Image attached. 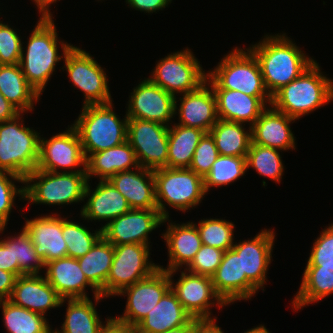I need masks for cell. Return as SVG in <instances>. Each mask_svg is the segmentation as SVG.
<instances>
[{
    "label": "cell",
    "instance_id": "obj_1",
    "mask_svg": "<svg viewBox=\"0 0 333 333\" xmlns=\"http://www.w3.org/2000/svg\"><path fill=\"white\" fill-rule=\"evenodd\" d=\"M289 38L285 33L266 35L262 41L248 48L258 60L265 87L271 96L298 78L315 61Z\"/></svg>",
    "mask_w": 333,
    "mask_h": 333
},
{
    "label": "cell",
    "instance_id": "obj_2",
    "mask_svg": "<svg viewBox=\"0 0 333 333\" xmlns=\"http://www.w3.org/2000/svg\"><path fill=\"white\" fill-rule=\"evenodd\" d=\"M36 24L27 41V48H23L22 44L19 65L27 82L42 95L43 89L55 72L57 62L65 58V54L73 45L59 42L53 18H39ZM58 42L63 57L58 54Z\"/></svg>",
    "mask_w": 333,
    "mask_h": 333
},
{
    "label": "cell",
    "instance_id": "obj_3",
    "mask_svg": "<svg viewBox=\"0 0 333 333\" xmlns=\"http://www.w3.org/2000/svg\"><path fill=\"white\" fill-rule=\"evenodd\" d=\"M333 101V81L323 75L314 61L302 74L272 95L271 106L290 117L304 115Z\"/></svg>",
    "mask_w": 333,
    "mask_h": 333
},
{
    "label": "cell",
    "instance_id": "obj_4",
    "mask_svg": "<svg viewBox=\"0 0 333 333\" xmlns=\"http://www.w3.org/2000/svg\"><path fill=\"white\" fill-rule=\"evenodd\" d=\"M118 117L112 102L82 107L72 126L78 132L86 158L127 141L128 117L125 115L122 120Z\"/></svg>",
    "mask_w": 333,
    "mask_h": 333
},
{
    "label": "cell",
    "instance_id": "obj_5",
    "mask_svg": "<svg viewBox=\"0 0 333 333\" xmlns=\"http://www.w3.org/2000/svg\"><path fill=\"white\" fill-rule=\"evenodd\" d=\"M88 181L86 168L58 173L35 169L24 179V200L43 205L83 202Z\"/></svg>",
    "mask_w": 333,
    "mask_h": 333
},
{
    "label": "cell",
    "instance_id": "obj_6",
    "mask_svg": "<svg viewBox=\"0 0 333 333\" xmlns=\"http://www.w3.org/2000/svg\"><path fill=\"white\" fill-rule=\"evenodd\" d=\"M22 115L0 123V171L25 179L36 169L41 136L25 127Z\"/></svg>",
    "mask_w": 333,
    "mask_h": 333
},
{
    "label": "cell",
    "instance_id": "obj_7",
    "mask_svg": "<svg viewBox=\"0 0 333 333\" xmlns=\"http://www.w3.org/2000/svg\"><path fill=\"white\" fill-rule=\"evenodd\" d=\"M230 52L224 55L214 70L207 73L206 81L212 89L236 90L250 96H271L254 54L247 48L244 51V48L237 47Z\"/></svg>",
    "mask_w": 333,
    "mask_h": 333
},
{
    "label": "cell",
    "instance_id": "obj_8",
    "mask_svg": "<svg viewBox=\"0 0 333 333\" xmlns=\"http://www.w3.org/2000/svg\"><path fill=\"white\" fill-rule=\"evenodd\" d=\"M153 174L157 209L164 218L169 217L166 203L185 213L188 209L200 205L201 199L207 194L204 178L189 168L165 167L154 170Z\"/></svg>",
    "mask_w": 333,
    "mask_h": 333
},
{
    "label": "cell",
    "instance_id": "obj_9",
    "mask_svg": "<svg viewBox=\"0 0 333 333\" xmlns=\"http://www.w3.org/2000/svg\"><path fill=\"white\" fill-rule=\"evenodd\" d=\"M154 68L148 79L173 96L194 91L206 81L207 73L188 48L167 54Z\"/></svg>",
    "mask_w": 333,
    "mask_h": 333
},
{
    "label": "cell",
    "instance_id": "obj_10",
    "mask_svg": "<svg viewBox=\"0 0 333 333\" xmlns=\"http://www.w3.org/2000/svg\"><path fill=\"white\" fill-rule=\"evenodd\" d=\"M150 246L114 245V257L105 284V298L118 295L124 288L151 276L159 266L149 261Z\"/></svg>",
    "mask_w": 333,
    "mask_h": 333
},
{
    "label": "cell",
    "instance_id": "obj_11",
    "mask_svg": "<svg viewBox=\"0 0 333 333\" xmlns=\"http://www.w3.org/2000/svg\"><path fill=\"white\" fill-rule=\"evenodd\" d=\"M70 82L84 93V105L112 102L104 69L85 50L72 46L63 59Z\"/></svg>",
    "mask_w": 333,
    "mask_h": 333
},
{
    "label": "cell",
    "instance_id": "obj_12",
    "mask_svg": "<svg viewBox=\"0 0 333 333\" xmlns=\"http://www.w3.org/2000/svg\"><path fill=\"white\" fill-rule=\"evenodd\" d=\"M169 126L158 122L128 118L127 141L138 163L149 170L167 167Z\"/></svg>",
    "mask_w": 333,
    "mask_h": 333
},
{
    "label": "cell",
    "instance_id": "obj_13",
    "mask_svg": "<svg viewBox=\"0 0 333 333\" xmlns=\"http://www.w3.org/2000/svg\"><path fill=\"white\" fill-rule=\"evenodd\" d=\"M171 288L168 271L157 269L151 276L124 288L117 296H127L123 315L114 317L122 324L135 328Z\"/></svg>",
    "mask_w": 333,
    "mask_h": 333
},
{
    "label": "cell",
    "instance_id": "obj_14",
    "mask_svg": "<svg viewBox=\"0 0 333 333\" xmlns=\"http://www.w3.org/2000/svg\"><path fill=\"white\" fill-rule=\"evenodd\" d=\"M176 272L177 270L168 271L171 289L175 292L185 311L193 319L212 318L210 307L215 306V304L219 308L228 306L216 293L211 277L193 274L184 270L181 271L178 281L173 284L172 277Z\"/></svg>",
    "mask_w": 333,
    "mask_h": 333
},
{
    "label": "cell",
    "instance_id": "obj_15",
    "mask_svg": "<svg viewBox=\"0 0 333 333\" xmlns=\"http://www.w3.org/2000/svg\"><path fill=\"white\" fill-rule=\"evenodd\" d=\"M167 221L169 217L164 218L158 209H131L102 225V237L113 245H150L148 234Z\"/></svg>",
    "mask_w": 333,
    "mask_h": 333
},
{
    "label": "cell",
    "instance_id": "obj_16",
    "mask_svg": "<svg viewBox=\"0 0 333 333\" xmlns=\"http://www.w3.org/2000/svg\"><path fill=\"white\" fill-rule=\"evenodd\" d=\"M86 168L81 141L76 129L70 125L63 133L53 135L50 139L40 137L39 157L36 169L62 172V169Z\"/></svg>",
    "mask_w": 333,
    "mask_h": 333
},
{
    "label": "cell",
    "instance_id": "obj_17",
    "mask_svg": "<svg viewBox=\"0 0 333 333\" xmlns=\"http://www.w3.org/2000/svg\"><path fill=\"white\" fill-rule=\"evenodd\" d=\"M175 98L145 78L129 95L126 116L170 126L171 119L175 117Z\"/></svg>",
    "mask_w": 333,
    "mask_h": 333
},
{
    "label": "cell",
    "instance_id": "obj_18",
    "mask_svg": "<svg viewBox=\"0 0 333 333\" xmlns=\"http://www.w3.org/2000/svg\"><path fill=\"white\" fill-rule=\"evenodd\" d=\"M45 275L48 283L62 299L89 298L86 287L90 286L96 302L104 299L100 292L87 280L77 259L63 257L45 263Z\"/></svg>",
    "mask_w": 333,
    "mask_h": 333
},
{
    "label": "cell",
    "instance_id": "obj_19",
    "mask_svg": "<svg viewBox=\"0 0 333 333\" xmlns=\"http://www.w3.org/2000/svg\"><path fill=\"white\" fill-rule=\"evenodd\" d=\"M216 293L226 304L249 300L258 288L242 275L241 255L233 248L224 252L222 262L211 276Z\"/></svg>",
    "mask_w": 333,
    "mask_h": 333
},
{
    "label": "cell",
    "instance_id": "obj_20",
    "mask_svg": "<svg viewBox=\"0 0 333 333\" xmlns=\"http://www.w3.org/2000/svg\"><path fill=\"white\" fill-rule=\"evenodd\" d=\"M181 101L177 107L175 98V114L179 115V125L199 128L209 133L217 123L216 97L210 84L205 81L196 90L185 93L179 98Z\"/></svg>",
    "mask_w": 333,
    "mask_h": 333
},
{
    "label": "cell",
    "instance_id": "obj_21",
    "mask_svg": "<svg viewBox=\"0 0 333 333\" xmlns=\"http://www.w3.org/2000/svg\"><path fill=\"white\" fill-rule=\"evenodd\" d=\"M275 232L263 229L253 239L236 242L233 249L241 255L242 275L258 288H264L271 264Z\"/></svg>",
    "mask_w": 333,
    "mask_h": 333
},
{
    "label": "cell",
    "instance_id": "obj_22",
    "mask_svg": "<svg viewBox=\"0 0 333 333\" xmlns=\"http://www.w3.org/2000/svg\"><path fill=\"white\" fill-rule=\"evenodd\" d=\"M8 300L44 316L47 310L61 307L66 303V299H62L42 275L18 276Z\"/></svg>",
    "mask_w": 333,
    "mask_h": 333
},
{
    "label": "cell",
    "instance_id": "obj_23",
    "mask_svg": "<svg viewBox=\"0 0 333 333\" xmlns=\"http://www.w3.org/2000/svg\"><path fill=\"white\" fill-rule=\"evenodd\" d=\"M23 229L29 235L37 255L43 259L44 263L67 256L60 215L52 214L31 220L26 219Z\"/></svg>",
    "mask_w": 333,
    "mask_h": 333
},
{
    "label": "cell",
    "instance_id": "obj_24",
    "mask_svg": "<svg viewBox=\"0 0 333 333\" xmlns=\"http://www.w3.org/2000/svg\"><path fill=\"white\" fill-rule=\"evenodd\" d=\"M218 119L248 123L251 127L261 113L271 105L272 96H250L236 90L213 89Z\"/></svg>",
    "mask_w": 333,
    "mask_h": 333
},
{
    "label": "cell",
    "instance_id": "obj_25",
    "mask_svg": "<svg viewBox=\"0 0 333 333\" xmlns=\"http://www.w3.org/2000/svg\"><path fill=\"white\" fill-rule=\"evenodd\" d=\"M268 107L251 126L252 143L281 151L296 149V139L289 123L297 119L277 111L271 105Z\"/></svg>",
    "mask_w": 333,
    "mask_h": 333
},
{
    "label": "cell",
    "instance_id": "obj_26",
    "mask_svg": "<svg viewBox=\"0 0 333 333\" xmlns=\"http://www.w3.org/2000/svg\"><path fill=\"white\" fill-rule=\"evenodd\" d=\"M89 181L86 186L84 198L86 204L80 211L81 217L91 221H107L108 224L113 219L131 210L125 197L113 186L109 180H100L95 190L90 189Z\"/></svg>",
    "mask_w": 333,
    "mask_h": 333
},
{
    "label": "cell",
    "instance_id": "obj_27",
    "mask_svg": "<svg viewBox=\"0 0 333 333\" xmlns=\"http://www.w3.org/2000/svg\"><path fill=\"white\" fill-rule=\"evenodd\" d=\"M109 181L125 197L131 209H157L152 170L138 167L116 173Z\"/></svg>",
    "mask_w": 333,
    "mask_h": 333
},
{
    "label": "cell",
    "instance_id": "obj_28",
    "mask_svg": "<svg viewBox=\"0 0 333 333\" xmlns=\"http://www.w3.org/2000/svg\"><path fill=\"white\" fill-rule=\"evenodd\" d=\"M162 237L167 244L169 263L166 268L158 266L165 271L179 270L183 265L186 268L202 246L197 226L190 221L181 224L171 222Z\"/></svg>",
    "mask_w": 333,
    "mask_h": 333
},
{
    "label": "cell",
    "instance_id": "obj_29",
    "mask_svg": "<svg viewBox=\"0 0 333 333\" xmlns=\"http://www.w3.org/2000/svg\"><path fill=\"white\" fill-rule=\"evenodd\" d=\"M191 319L170 288L135 330L136 333H163L184 326Z\"/></svg>",
    "mask_w": 333,
    "mask_h": 333
},
{
    "label": "cell",
    "instance_id": "obj_30",
    "mask_svg": "<svg viewBox=\"0 0 333 333\" xmlns=\"http://www.w3.org/2000/svg\"><path fill=\"white\" fill-rule=\"evenodd\" d=\"M140 167L135 151L128 141L123 144L90 154L86 158V175L90 181L91 176L100 180H109L118 172Z\"/></svg>",
    "mask_w": 333,
    "mask_h": 333
},
{
    "label": "cell",
    "instance_id": "obj_31",
    "mask_svg": "<svg viewBox=\"0 0 333 333\" xmlns=\"http://www.w3.org/2000/svg\"><path fill=\"white\" fill-rule=\"evenodd\" d=\"M330 294H333V263H307L292 308L298 311Z\"/></svg>",
    "mask_w": 333,
    "mask_h": 333
},
{
    "label": "cell",
    "instance_id": "obj_32",
    "mask_svg": "<svg viewBox=\"0 0 333 333\" xmlns=\"http://www.w3.org/2000/svg\"><path fill=\"white\" fill-rule=\"evenodd\" d=\"M0 92L21 113L32 111L40 98L27 82L19 64L0 65Z\"/></svg>",
    "mask_w": 333,
    "mask_h": 333
},
{
    "label": "cell",
    "instance_id": "obj_33",
    "mask_svg": "<svg viewBox=\"0 0 333 333\" xmlns=\"http://www.w3.org/2000/svg\"><path fill=\"white\" fill-rule=\"evenodd\" d=\"M114 257V245L101 237L83 257L78 258L87 280L105 298V284Z\"/></svg>",
    "mask_w": 333,
    "mask_h": 333
},
{
    "label": "cell",
    "instance_id": "obj_34",
    "mask_svg": "<svg viewBox=\"0 0 333 333\" xmlns=\"http://www.w3.org/2000/svg\"><path fill=\"white\" fill-rule=\"evenodd\" d=\"M205 133L199 128L179 124L169 126L167 167L189 168L194 151Z\"/></svg>",
    "mask_w": 333,
    "mask_h": 333
},
{
    "label": "cell",
    "instance_id": "obj_35",
    "mask_svg": "<svg viewBox=\"0 0 333 333\" xmlns=\"http://www.w3.org/2000/svg\"><path fill=\"white\" fill-rule=\"evenodd\" d=\"M67 308L61 330L53 333H99L105 326L90 298L66 299Z\"/></svg>",
    "mask_w": 333,
    "mask_h": 333
},
{
    "label": "cell",
    "instance_id": "obj_36",
    "mask_svg": "<svg viewBox=\"0 0 333 333\" xmlns=\"http://www.w3.org/2000/svg\"><path fill=\"white\" fill-rule=\"evenodd\" d=\"M245 130L243 123L217 120L209 133L215 141L219 155L246 156L251 142V127Z\"/></svg>",
    "mask_w": 333,
    "mask_h": 333
},
{
    "label": "cell",
    "instance_id": "obj_37",
    "mask_svg": "<svg viewBox=\"0 0 333 333\" xmlns=\"http://www.w3.org/2000/svg\"><path fill=\"white\" fill-rule=\"evenodd\" d=\"M4 327L9 333H53L44 315L13 304L10 300H0Z\"/></svg>",
    "mask_w": 333,
    "mask_h": 333
},
{
    "label": "cell",
    "instance_id": "obj_38",
    "mask_svg": "<svg viewBox=\"0 0 333 333\" xmlns=\"http://www.w3.org/2000/svg\"><path fill=\"white\" fill-rule=\"evenodd\" d=\"M3 240L12 247L13 263H18V276L40 275L39 272L45 268V263L37 255L29 235L23 228L17 236Z\"/></svg>",
    "mask_w": 333,
    "mask_h": 333
},
{
    "label": "cell",
    "instance_id": "obj_39",
    "mask_svg": "<svg viewBox=\"0 0 333 333\" xmlns=\"http://www.w3.org/2000/svg\"><path fill=\"white\" fill-rule=\"evenodd\" d=\"M278 149L251 142L246 155V166L255 169L258 174L281 183L284 166Z\"/></svg>",
    "mask_w": 333,
    "mask_h": 333
},
{
    "label": "cell",
    "instance_id": "obj_40",
    "mask_svg": "<svg viewBox=\"0 0 333 333\" xmlns=\"http://www.w3.org/2000/svg\"><path fill=\"white\" fill-rule=\"evenodd\" d=\"M247 171L246 156L219 155L204 178L206 193L210 187H221L233 183Z\"/></svg>",
    "mask_w": 333,
    "mask_h": 333
},
{
    "label": "cell",
    "instance_id": "obj_41",
    "mask_svg": "<svg viewBox=\"0 0 333 333\" xmlns=\"http://www.w3.org/2000/svg\"><path fill=\"white\" fill-rule=\"evenodd\" d=\"M62 234L67 246V256L78 259L90 251L102 237V229L91 233L87 227L63 217Z\"/></svg>",
    "mask_w": 333,
    "mask_h": 333
},
{
    "label": "cell",
    "instance_id": "obj_42",
    "mask_svg": "<svg viewBox=\"0 0 333 333\" xmlns=\"http://www.w3.org/2000/svg\"><path fill=\"white\" fill-rule=\"evenodd\" d=\"M200 234L202 244L227 251L234 245L233 222L225 219H201L195 224Z\"/></svg>",
    "mask_w": 333,
    "mask_h": 333
},
{
    "label": "cell",
    "instance_id": "obj_43",
    "mask_svg": "<svg viewBox=\"0 0 333 333\" xmlns=\"http://www.w3.org/2000/svg\"><path fill=\"white\" fill-rule=\"evenodd\" d=\"M15 180L24 184L23 178L7 171H0V227L7 226L16 196L24 200V186L17 188Z\"/></svg>",
    "mask_w": 333,
    "mask_h": 333
},
{
    "label": "cell",
    "instance_id": "obj_44",
    "mask_svg": "<svg viewBox=\"0 0 333 333\" xmlns=\"http://www.w3.org/2000/svg\"><path fill=\"white\" fill-rule=\"evenodd\" d=\"M218 156L219 153L213 137L210 133H205L194 151L189 169L205 178Z\"/></svg>",
    "mask_w": 333,
    "mask_h": 333
},
{
    "label": "cell",
    "instance_id": "obj_45",
    "mask_svg": "<svg viewBox=\"0 0 333 333\" xmlns=\"http://www.w3.org/2000/svg\"><path fill=\"white\" fill-rule=\"evenodd\" d=\"M23 43L16 29L0 21V65L19 64Z\"/></svg>",
    "mask_w": 333,
    "mask_h": 333
},
{
    "label": "cell",
    "instance_id": "obj_46",
    "mask_svg": "<svg viewBox=\"0 0 333 333\" xmlns=\"http://www.w3.org/2000/svg\"><path fill=\"white\" fill-rule=\"evenodd\" d=\"M224 252L221 249L202 244L185 270L193 274L211 277L222 262Z\"/></svg>",
    "mask_w": 333,
    "mask_h": 333
},
{
    "label": "cell",
    "instance_id": "obj_47",
    "mask_svg": "<svg viewBox=\"0 0 333 333\" xmlns=\"http://www.w3.org/2000/svg\"><path fill=\"white\" fill-rule=\"evenodd\" d=\"M315 240L307 263H333V223Z\"/></svg>",
    "mask_w": 333,
    "mask_h": 333
},
{
    "label": "cell",
    "instance_id": "obj_48",
    "mask_svg": "<svg viewBox=\"0 0 333 333\" xmlns=\"http://www.w3.org/2000/svg\"><path fill=\"white\" fill-rule=\"evenodd\" d=\"M172 0H126L130 7L138 11L153 13L165 9Z\"/></svg>",
    "mask_w": 333,
    "mask_h": 333
},
{
    "label": "cell",
    "instance_id": "obj_49",
    "mask_svg": "<svg viewBox=\"0 0 333 333\" xmlns=\"http://www.w3.org/2000/svg\"><path fill=\"white\" fill-rule=\"evenodd\" d=\"M0 270L8 271L18 277V263H13L12 247L0 239Z\"/></svg>",
    "mask_w": 333,
    "mask_h": 333
},
{
    "label": "cell",
    "instance_id": "obj_50",
    "mask_svg": "<svg viewBox=\"0 0 333 333\" xmlns=\"http://www.w3.org/2000/svg\"><path fill=\"white\" fill-rule=\"evenodd\" d=\"M17 276L11 272L0 270V300L10 298Z\"/></svg>",
    "mask_w": 333,
    "mask_h": 333
},
{
    "label": "cell",
    "instance_id": "obj_51",
    "mask_svg": "<svg viewBox=\"0 0 333 333\" xmlns=\"http://www.w3.org/2000/svg\"><path fill=\"white\" fill-rule=\"evenodd\" d=\"M216 318L193 319L191 333H224L216 323Z\"/></svg>",
    "mask_w": 333,
    "mask_h": 333
},
{
    "label": "cell",
    "instance_id": "obj_52",
    "mask_svg": "<svg viewBox=\"0 0 333 333\" xmlns=\"http://www.w3.org/2000/svg\"><path fill=\"white\" fill-rule=\"evenodd\" d=\"M105 326L99 333H136L135 328L117 322L113 317L107 318Z\"/></svg>",
    "mask_w": 333,
    "mask_h": 333
},
{
    "label": "cell",
    "instance_id": "obj_53",
    "mask_svg": "<svg viewBox=\"0 0 333 333\" xmlns=\"http://www.w3.org/2000/svg\"><path fill=\"white\" fill-rule=\"evenodd\" d=\"M21 112L12 105L0 92V123L11 120Z\"/></svg>",
    "mask_w": 333,
    "mask_h": 333
},
{
    "label": "cell",
    "instance_id": "obj_54",
    "mask_svg": "<svg viewBox=\"0 0 333 333\" xmlns=\"http://www.w3.org/2000/svg\"><path fill=\"white\" fill-rule=\"evenodd\" d=\"M35 2L36 7H38L37 9L39 14H40V18H53V14H51L49 7L50 4L56 3V1L58 0H32Z\"/></svg>",
    "mask_w": 333,
    "mask_h": 333
},
{
    "label": "cell",
    "instance_id": "obj_55",
    "mask_svg": "<svg viewBox=\"0 0 333 333\" xmlns=\"http://www.w3.org/2000/svg\"><path fill=\"white\" fill-rule=\"evenodd\" d=\"M192 332V319L184 326L178 327L176 329L168 330L163 333H191Z\"/></svg>",
    "mask_w": 333,
    "mask_h": 333
},
{
    "label": "cell",
    "instance_id": "obj_56",
    "mask_svg": "<svg viewBox=\"0 0 333 333\" xmlns=\"http://www.w3.org/2000/svg\"><path fill=\"white\" fill-rule=\"evenodd\" d=\"M244 333H271V332H269L264 325H259L245 331Z\"/></svg>",
    "mask_w": 333,
    "mask_h": 333
},
{
    "label": "cell",
    "instance_id": "obj_57",
    "mask_svg": "<svg viewBox=\"0 0 333 333\" xmlns=\"http://www.w3.org/2000/svg\"><path fill=\"white\" fill-rule=\"evenodd\" d=\"M5 229V227H0V233H2Z\"/></svg>",
    "mask_w": 333,
    "mask_h": 333
}]
</instances>
